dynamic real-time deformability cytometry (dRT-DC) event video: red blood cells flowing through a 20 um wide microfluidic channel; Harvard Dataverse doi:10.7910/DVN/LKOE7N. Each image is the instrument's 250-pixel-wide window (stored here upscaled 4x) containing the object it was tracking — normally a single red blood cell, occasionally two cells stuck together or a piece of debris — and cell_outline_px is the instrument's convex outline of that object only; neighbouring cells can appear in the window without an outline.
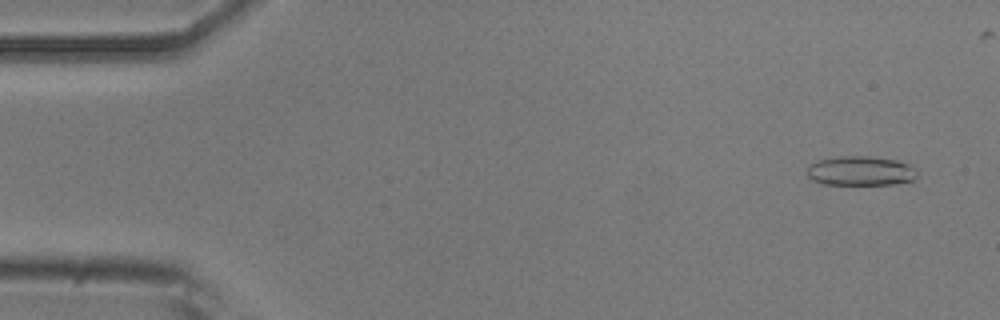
{"species": "common noctule bat (a hibernating species)", "species_latin": "Nyctalus noctula", "temperature_condition": "room temperature", "stored_images_in_passage": 48, "camera_frame_rate_fps": 3000, "um_per_image_px": 0.085, "animal": {"sex": "male", "body_mass_g": 20.5, "forearm_length_mm": 52.5}, "frame": {"image": 1, "passage_image": 3, "time_ms": 0.667, "image_size_px": [1000, 320], "cell_outline_px": [[916, 176], [912, 180], [896, 184], [824, 184], [812, 180], [808, 176], [808, 164], [816, 160], [840, 156], [868, 156], [896, 160], [908, 164], [912, 168]], "centroid_in_image_um": [73.08, 14.52], "position_along_channel_um": 11.9, "area_um2": 18.73}}
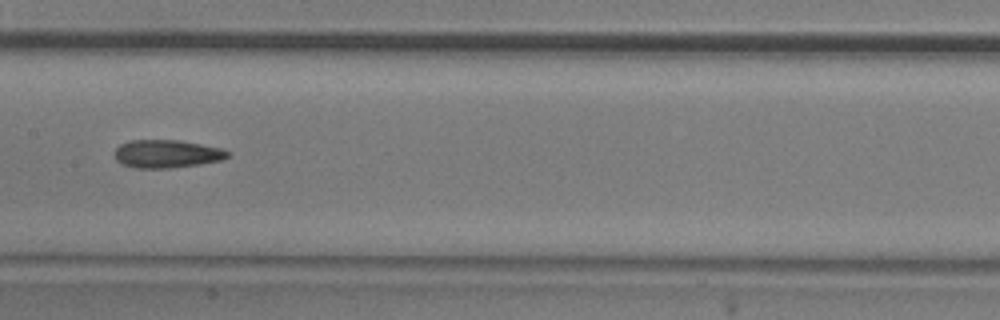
{"frame": {"image": 2, "passage_image": 26, "time_ms": 8.333, "image_size_px": [1000, 320], "cell_outline_px": [[228, 156], [224, 160], [200, 164], [172, 168], [136, 168], [124, 164], [116, 160], [116, 148], [120, 144], [132, 140], [180, 140], [220, 148], [228, 152]], "centroid_in_image_um": [14.19, 13.08], "position_along_channel_um": 193.2, "area_um2": 18.32}}
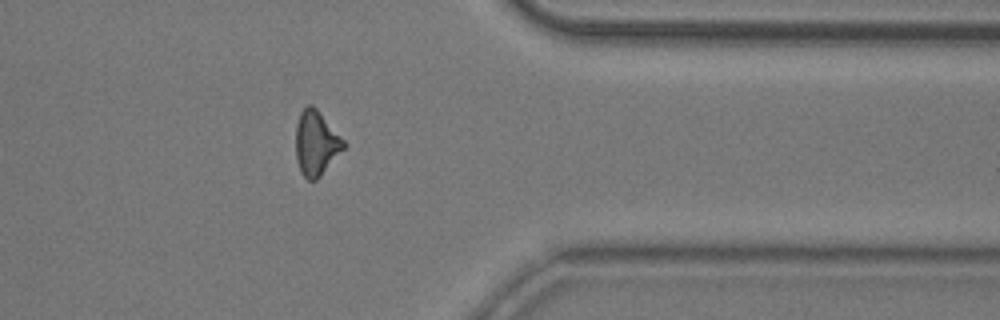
{"frame": {"image": 3, "passage_image": 42, "time_ms": 13.667, "image_size_px": [1000, 320], "cell_outline_px": [[344, 148], [320, 176], [316, 180], [308, 180], [304, 176], [296, 160], [296, 124], [300, 112], [308, 104], [312, 104], [316, 108], [344, 140]], "centroid_in_image_um": [26.84, 12.15], "position_along_channel_um": 384.6, "area_um2": 17.69}}